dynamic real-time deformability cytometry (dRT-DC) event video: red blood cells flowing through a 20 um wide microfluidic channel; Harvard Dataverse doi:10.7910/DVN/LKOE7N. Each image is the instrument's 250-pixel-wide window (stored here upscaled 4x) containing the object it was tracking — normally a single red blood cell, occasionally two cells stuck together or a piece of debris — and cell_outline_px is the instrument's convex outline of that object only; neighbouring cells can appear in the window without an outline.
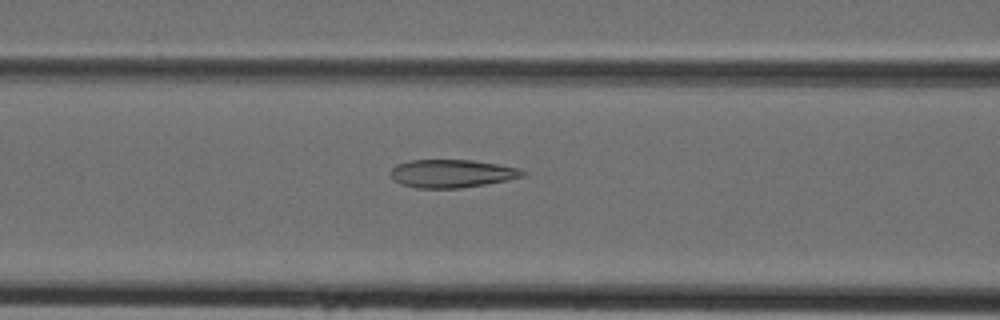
{"species": "Egyptian fruit bat (a non-hibernating species)", "species_latin": "Rousettus aegyptiacus", "temperature_condition": "cold", "stored_images_in_passage": 35, "camera_frame_rate_fps": 3000, "um_per_image_px": 0.085, "animal": {"sex": "female"}, "frame": {"image": 1, "passage_image": 9, "time_ms": 2.667, "image_size_px": [1000, 320], "cell_outline_px": [[528, 172], [524, 176], [508, 180], [460, 188], [416, 188], [400, 184], [392, 180], [388, 172], [396, 164], [412, 160], [472, 160], [500, 164], [520, 168]], "centroid_in_image_um": [38.39, 14.75], "position_along_channel_um": 128.2, "area_um2": 21.91}}
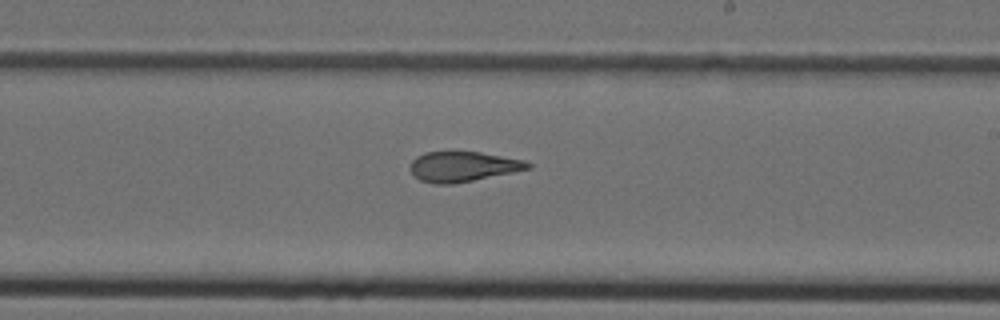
{"frame": {"image": 2, "passage_image": 17, "time_ms": 5.333, "image_size_px": [1000, 320], "cell_outline_px": [[532, 168], [452, 184], [436, 184], [420, 180], [408, 168], [408, 164], [416, 156], [424, 152], [480, 152], [524, 160], [532, 164]], "centroid_in_image_um": [39.31, 14.15], "position_along_channel_um": 249.7, "area_um2": 20.52}}
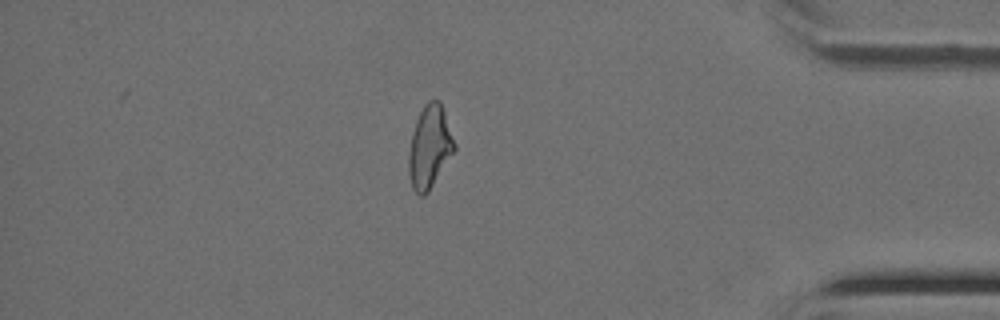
{"frame": {"image": 3, "passage_image": 29, "time_ms": 9.333, "image_size_px": [1000, 320], "cell_outline_px": [[456, 148], [428, 192], [424, 196], [420, 196], [412, 188], [408, 172], [408, 156], [412, 132], [416, 120], [424, 104], [428, 100], [440, 100], [456, 144]], "centroid_in_image_um": [36.51, 12.48], "position_along_channel_um": 398.7, "area_um2": 21.96}}